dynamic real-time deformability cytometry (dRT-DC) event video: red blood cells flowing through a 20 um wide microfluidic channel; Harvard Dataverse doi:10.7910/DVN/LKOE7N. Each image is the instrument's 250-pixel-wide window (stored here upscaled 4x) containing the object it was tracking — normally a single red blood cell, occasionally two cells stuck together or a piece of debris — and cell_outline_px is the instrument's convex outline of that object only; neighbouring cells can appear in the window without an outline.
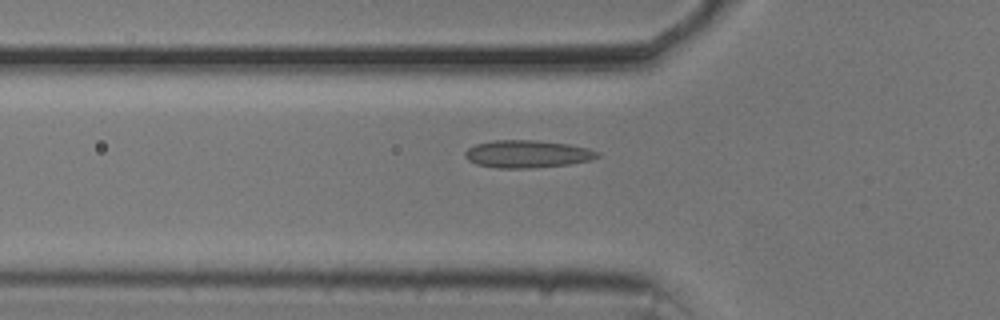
{"species": "common noctule bat (a hibernating species)", "species_latin": "Nyctalus noctula", "temperature_condition": "cold", "stored_images_in_passage": 43, "camera_frame_rate_fps": 3000, "um_per_image_px": 0.085, "animal": {"sex": "male", "body_mass_g": 20.5, "forearm_length_mm": 52.5}, "frame": {"image": 1, "passage_image": 13, "time_ms": 4.0, "image_size_px": [1000, 320], "cell_outline_px": [[600, 156], [592, 160], [568, 164], [532, 168], [496, 168], [476, 164], [468, 160], [464, 156], [464, 152], [468, 148], [476, 144], [492, 140], [536, 140], [568, 144], [588, 148], [600, 152]], "centroid_in_image_um": [44.82, 13.09], "position_along_channel_um": 81.0, "area_um2": 21.39}}
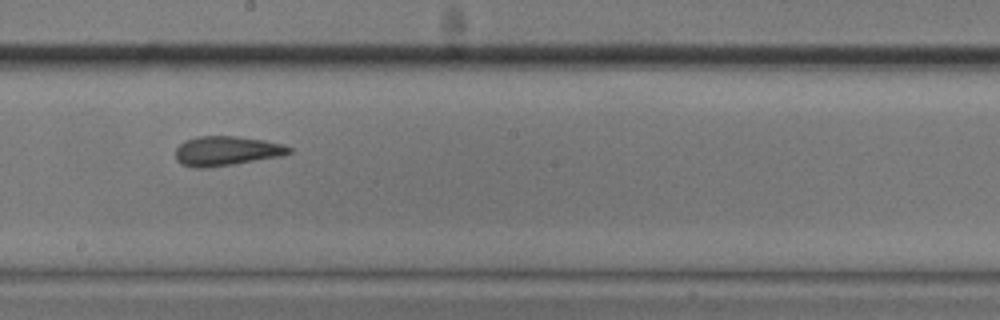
{"frame": {"image": 2, "passage_image": 25, "time_ms": 8.0, "image_size_px": [1000, 320], "cell_outline_px": [[292, 152], [284, 156], [208, 168], [192, 168], [180, 164], [176, 160], [176, 148], [184, 140], [200, 136], [236, 136], [264, 140], [284, 144], [292, 148]], "centroid_in_image_um": [19.26, 12.84], "position_along_channel_um": 228.9, "area_um2": 19.83}}
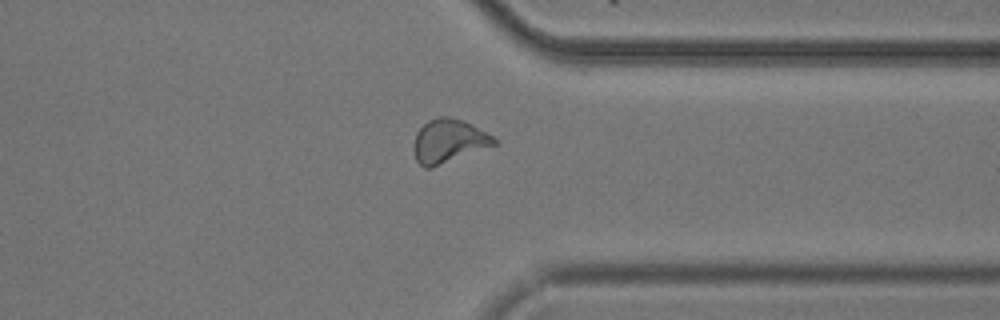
{"frame": {"image": 3, "passage_image": 37, "time_ms": 12.0, "image_size_px": [1000, 320], "cell_outline_px": [[500, 144], [432, 168], [424, 168], [416, 160], [412, 148], [416, 132], [428, 120], [440, 116], [448, 116], [464, 120], [472, 124], [500, 140]], "centroid_in_image_um": [38.17, 12.0], "position_along_channel_um": 373.2, "area_um2": 20.98}}